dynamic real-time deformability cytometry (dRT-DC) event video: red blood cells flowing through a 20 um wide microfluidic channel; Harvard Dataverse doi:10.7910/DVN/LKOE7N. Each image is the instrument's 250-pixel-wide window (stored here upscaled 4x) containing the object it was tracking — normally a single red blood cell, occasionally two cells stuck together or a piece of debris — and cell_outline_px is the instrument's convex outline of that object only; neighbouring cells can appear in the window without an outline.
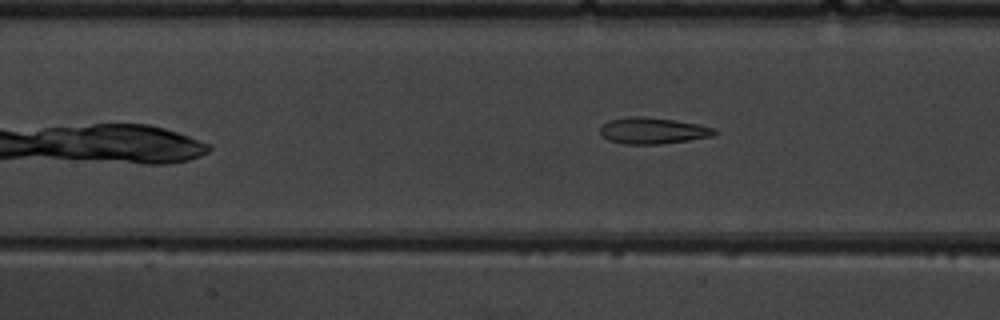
{"species": "common noctule bat (a hibernating species)", "species_latin": "Nyctalus noctula", "temperature_condition": "warm", "stored_images_in_passage": 8, "camera_frame_rate_fps": 3000, "um_per_image_px": 0.085, "animal": {"sex": "male", "body_mass_g": 19.5, "forearm_length_mm": 54.6}, "frame": {"image": 1, "passage_image": 7, "time_ms": 8.0, "image_size_px": [1000, 320], "cell_outline_px": [[716, 132], [712, 136], [688, 140], [660, 144], [624, 144], [608, 140], [600, 132], [600, 128], [608, 120], [628, 116], [644, 116], [676, 120], [700, 124], [716, 128]], "centroid_in_image_um": [55.49, 11.09], "position_along_channel_um": 151.9, "area_um2": 17.63}}
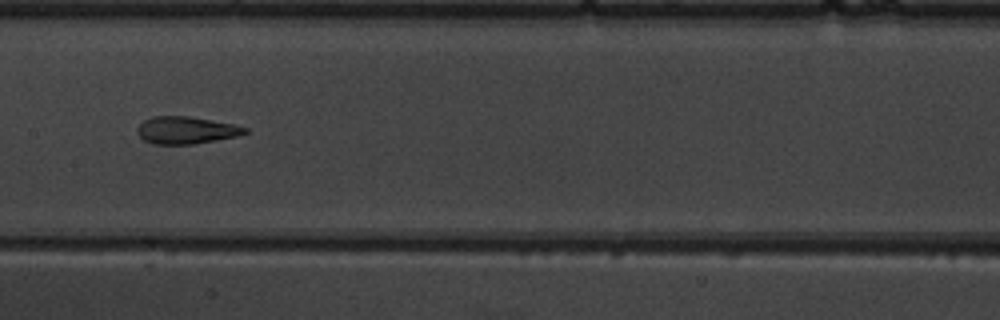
{"frame": {"image": 2, "passage_image": 8, "time_ms": 9.0, "image_size_px": [1000, 320], "cell_outline_px": [[248, 132], [236, 136], [216, 140], [192, 144], [156, 144], [144, 140], [136, 132], [136, 128], [144, 120], [152, 116], [188, 116], [232, 124], [248, 128]], "centroid_in_image_um": [15.79, 11.06], "position_along_channel_um": 191.6, "area_um2": 16.94}}